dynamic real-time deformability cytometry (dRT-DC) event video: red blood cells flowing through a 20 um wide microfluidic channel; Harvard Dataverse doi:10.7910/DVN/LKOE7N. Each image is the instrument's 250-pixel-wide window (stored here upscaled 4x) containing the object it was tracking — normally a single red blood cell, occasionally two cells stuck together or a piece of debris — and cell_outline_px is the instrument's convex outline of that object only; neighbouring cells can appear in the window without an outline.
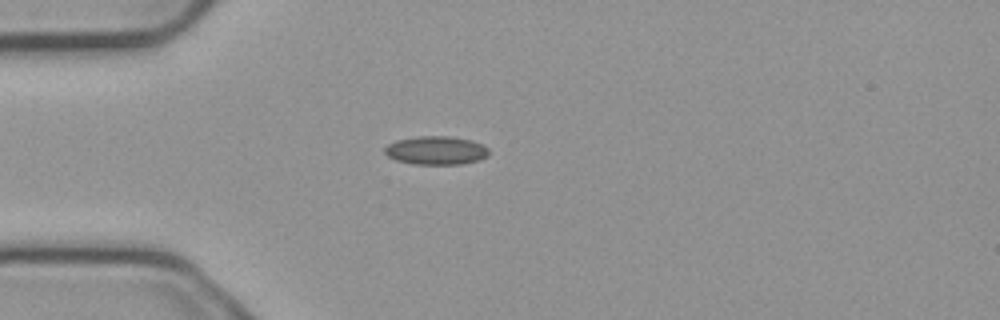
{"species": "common noctule bat (a hibernating species)", "species_latin": "Nyctalus noctula", "temperature_condition": "cold", "stored_images_in_passage": 5, "camera_frame_rate_fps": 3000, "um_per_image_px": 0.085, "animal": {"sex": "male", "body_mass_g": 23.1, "forearm_length_mm": 52.7}, "frame": {"image": 1, "passage_image": 4, "time_ms": 1.0, "image_size_px": [1000, 320], "cell_outline_px": [[488, 152], [480, 160], [460, 164], [412, 164], [396, 160], [388, 156], [384, 152], [384, 148], [388, 144], [396, 140], [416, 136], [448, 136], [472, 140], [488, 148]], "centroid_in_image_um": [37.02, 12.78], "position_along_channel_um": 48.0, "area_um2": 17.22}}